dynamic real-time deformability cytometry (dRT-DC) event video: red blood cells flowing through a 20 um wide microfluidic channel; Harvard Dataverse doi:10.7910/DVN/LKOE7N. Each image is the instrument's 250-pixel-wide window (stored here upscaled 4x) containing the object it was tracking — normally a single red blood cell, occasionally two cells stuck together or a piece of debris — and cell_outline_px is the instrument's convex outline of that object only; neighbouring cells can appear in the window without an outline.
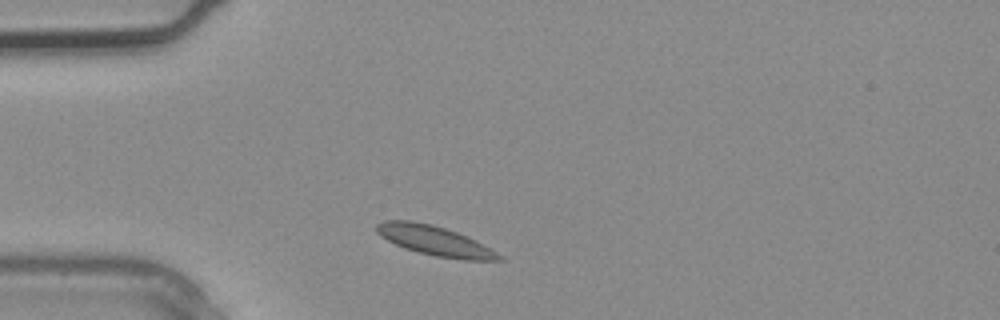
{"species": "common noctule bat (a hibernating species)", "species_latin": "Nyctalus noctula", "temperature_condition": "warm", "stored_images_in_passage": 1, "camera_frame_rate_fps": 3000, "um_per_image_px": 0.085, "animal": {"sex": "male", "body_mass_g": 20.4}, "frame": {"image": 1, "passage_image": 1, "time_ms": 0.0, "image_size_px": [1000, 320], "cell_outline_px": [[504, 260], [464, 260], [436, 256], [404, 248], [380, 236], [376, 232], [376, 224], [384, 220], [412, 220], [432, 224], [456, 232], [496, 252]], "centroid_in_image_um": [36.86, 20.44], "position_along_channel_um": 48.1, "area_um2": 20.63}}